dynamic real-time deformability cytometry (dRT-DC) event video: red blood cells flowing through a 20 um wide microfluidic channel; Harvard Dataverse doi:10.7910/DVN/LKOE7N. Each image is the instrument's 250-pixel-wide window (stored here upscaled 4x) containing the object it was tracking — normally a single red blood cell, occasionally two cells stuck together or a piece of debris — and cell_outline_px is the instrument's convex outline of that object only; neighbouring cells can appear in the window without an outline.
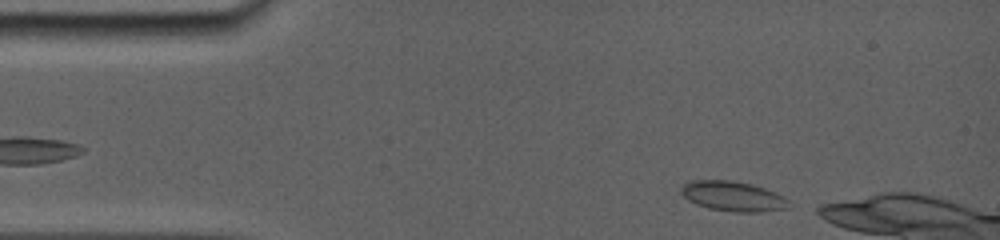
{"species": "common noctule bat (a hibernating species)", "species_latin": "Nyctalus noctula", "temperature_condition": "room temperature", "stored_images_in_passage": 39, "camera_frame_rate_fps": 5000, "um_per_image_px": 0.085, "animal": {"sex": "female", "body_mass_g": 19.0, "forearm_length_mm": 56.7}, "frame": {"image": 1, "passage_image": 2, "time_ms": 0.4, "image_size_px": [1000, 240], "cell_outline_px": [[788, 208], [760, 212], [732, 212], [708, 208], [696, 204], [688, 200], [680, 192], [680, 188], [684, 184], [692, 180], [732, 180], [752, 184], [764, 188], [784, 196], [788, 200]], "centroid_in_image_um": [62.28, 16.68], "position_along_channel_um": 22.7, "area_um2": 18.84}}
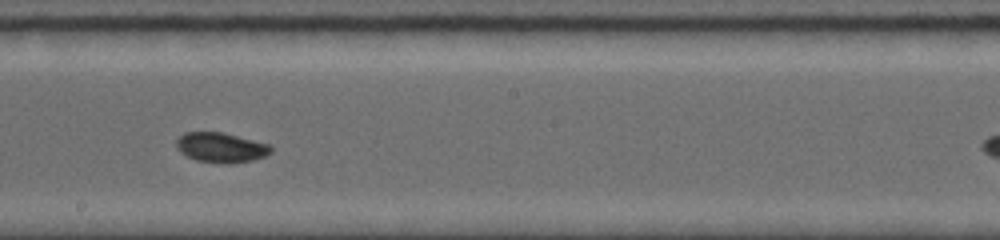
{"frame": {"image": 2, "passage_image": 21, "time_ms": 7.4, "image_size_px": [1000, 240], "cell_outline_px": [[272, 152], [264, 156], [252, 160], [224, 164], [196, 160], [180, 152], [176, 148], [176, 140], [184, 132], [224, 132], [268, 144], [272, 148]], "centroid_in_image_um": [18.76, 12.53], "position_along_channel_um": 229.4, "area_um2": 16.42}}
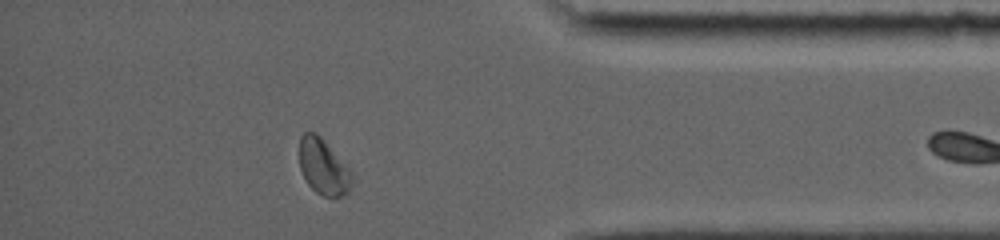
{"frame": {"image": 3, "passage_image": 35, "time_ms": 12.4, "image_size_px": [1000, 240], "cell_outline_px": [[352, 184], [348, 192], [340, 196], [324, 196], [316, 192], [308, 184], [300, 168], [300, 136], [304, 132], [316, 132], [324, 140], [352, 172]], "centroid_in_image_um": [27.48, 14.17], "position_along_channel_um": 407.7, "area_um2": 16.82}, "authors_computed_cell_mechanics": {"area_um2": 16.5886, "velocity_mm_per_s": 3.8459, "shape_relaxation_time_tau1_ms": 7.4588, "shape_relaxation_time_tau2_ms": null, "deformation_change_tau1": 0.154, "deformation_change_tau2": null}}